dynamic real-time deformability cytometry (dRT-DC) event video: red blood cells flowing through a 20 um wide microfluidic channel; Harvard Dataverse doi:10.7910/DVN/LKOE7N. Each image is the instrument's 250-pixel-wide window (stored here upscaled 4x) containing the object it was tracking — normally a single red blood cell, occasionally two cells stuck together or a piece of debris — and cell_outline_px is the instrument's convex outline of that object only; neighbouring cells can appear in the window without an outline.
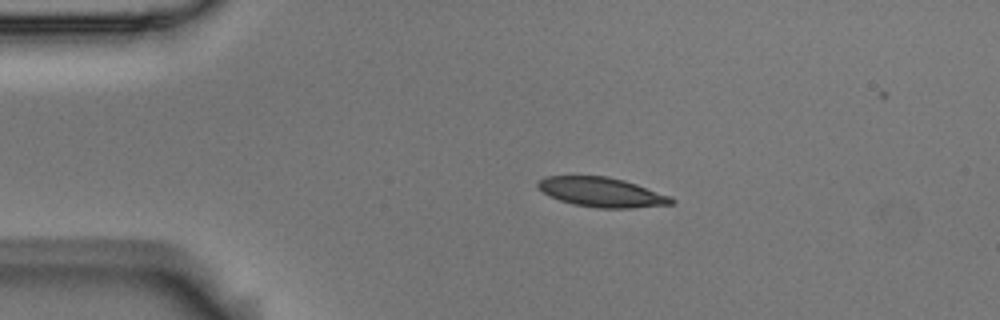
{"species": "Egyptian fruit bat (a non-hibernating species)", "species_latin": "Rousettus aegyptiacus", "temperature_condition": "room temperature", "stored_images_in_passage": 3, "camera_frame_rate_fps": 3000, "um_per_image_px": 0.085, "animal": {"sex": "male"}, "frame": {"image": 1, "passage_image": 1, "time_ms": 0.0, "image_size_px": [1000, 320], "cell_outline_px": [[676, 200], [672, 204], [632, 208], [596, 208], [572, 204], [560, 200], [544, 192], [536, 184], [544, 176], [608, 176], [624, 180], [672, 196]], "centroid_in_image_um": [51.19, 16.34], "position_along_channel_um": 33.8, "area_um2": 22.95}}
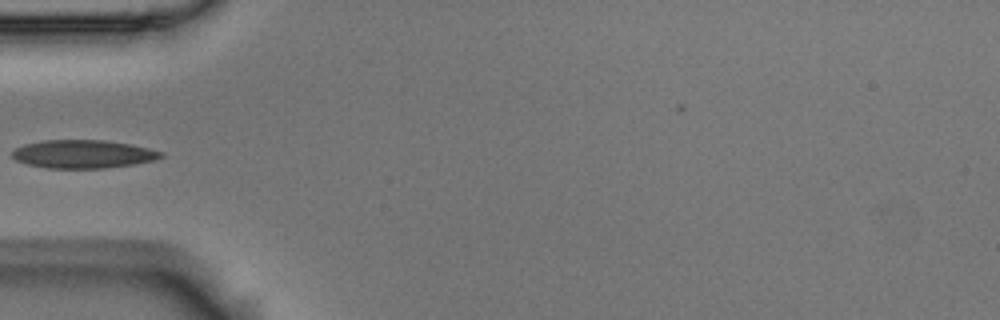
{"frame": {"image": 2, "passage_image": 3, "time_ms": 0.667, "image_size_px": [1000, 320], "cell_outline_px": [[164, 156], [152, 160], [132, 164], [104, 168], [48, 168], [28, 164], [16, 160], [12, 156], [12, 152], [16, 148], [24, 144], [44, 140], [104, 140], [128, 144], [148, 148], [164, 152]], "centroid_in_image_um": [7.04, 13.09], "position_along_channel_um": 78.0, "area_um2": 24.22}}